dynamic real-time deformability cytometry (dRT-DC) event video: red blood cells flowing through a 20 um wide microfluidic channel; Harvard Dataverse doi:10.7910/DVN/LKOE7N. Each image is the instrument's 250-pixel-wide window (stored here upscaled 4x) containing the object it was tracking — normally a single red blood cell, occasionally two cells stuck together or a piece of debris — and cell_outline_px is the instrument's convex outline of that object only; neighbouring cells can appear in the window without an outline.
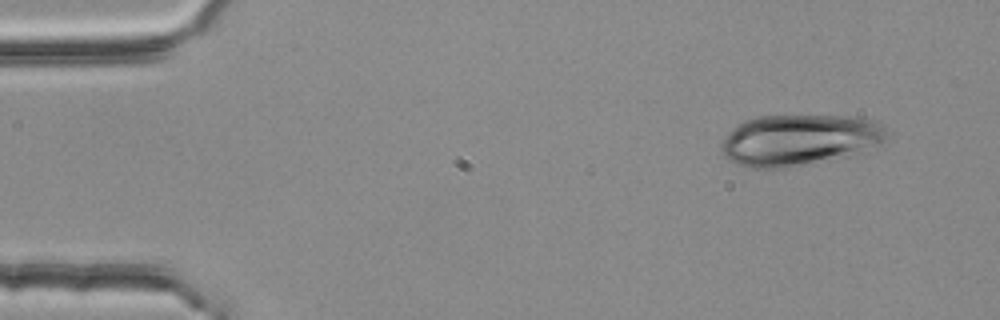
{"species": "common noctule bat (a hibernating species)", "species_latin": "Nyctalus noctula", "temperature_condition": "room temperature", "stored_images_in_passage": 2, "camera_frame_rate_fps": 3000, "um_per_image_px": 0.085, "animal": {"sex": "female", "body_mass_g": 25.1}, "frame": {"image": 1, "passage_image": 1, "time_ms": 0.0, "image_size_px": [1000, 320], "cell_outline_px": [[892, 132], [888, 140], [884, 144], [856, 156], [788, 168], [748, 168], [736, 164], [728, 160], [724, 156], [720, 148], [720, 144], [728, 132], [732, 128], [744, 120], [760, 116], [856, 116], [872, 120], [880, 124]], "centroid_in_image_um": [68.04, 11.92], "position_along_channel_um": 17.0, "area_um2": 50.86}}